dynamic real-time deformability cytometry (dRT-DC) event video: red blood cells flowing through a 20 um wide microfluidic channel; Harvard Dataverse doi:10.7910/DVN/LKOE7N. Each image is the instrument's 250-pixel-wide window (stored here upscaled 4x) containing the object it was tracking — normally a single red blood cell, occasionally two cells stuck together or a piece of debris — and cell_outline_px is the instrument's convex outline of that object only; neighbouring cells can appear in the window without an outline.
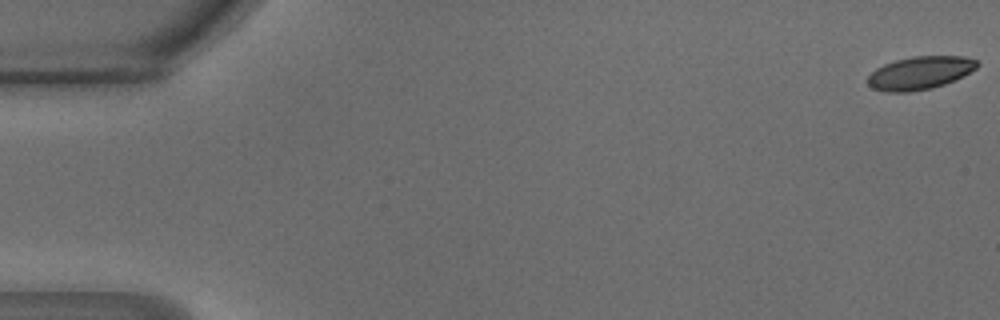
{"species": "common noctule bat (a hibernating species)", "species_latin": "Nyctalus noctula", "temperature_condition": "warm", "stored_images_in_passage": 48, "camera_frame_rate_fps": 3000, "um_per_image_px": 0.085, "animal": {"sex": "male", "body_mass_g": 18.8}, "frame": {"image": 1, "passage_image": 1, "time_ms": 0.0, "image_size_px": [1000, 320], "cell_outline_px": [[976, 64], [972, 68], [960, 76], [936, 84], [920, 88], [880, 88], [876, 84], [884, 68], [892, 64], [908, 60], [940, 56], [944, 56], [972, 60]], "centroid_in_image_um": [78.48, 6.13], "position_along_channel_um": 6.5, "area_um2": 15.95}}
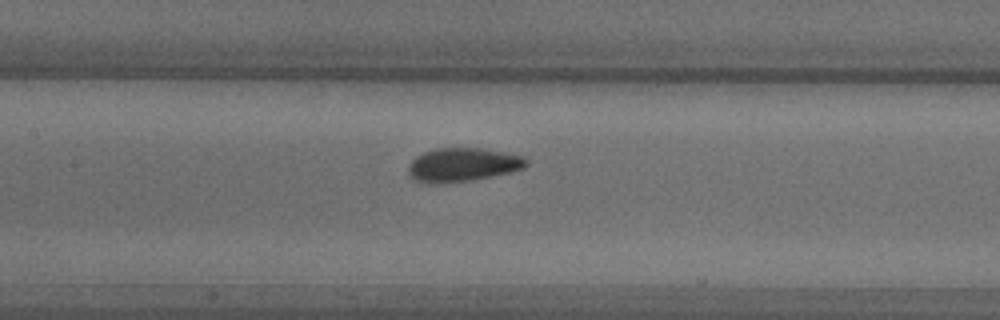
{"frame": {"image": 2, "passage_image": 23, "time_ms": 7.333, "image_size_px": [1000, 320], "cell_outline_px": [[520, 164], [512, 168], [492, 172], [464, 176], [432, 176], [416, 172], [416, 164], [420, 160], [436, 156], [492, 156], [520, 160]], "centroid_in_image_um": [39.41, 14.06], "position_along_channel_um": 168.0, "area_um2": 12.14}}
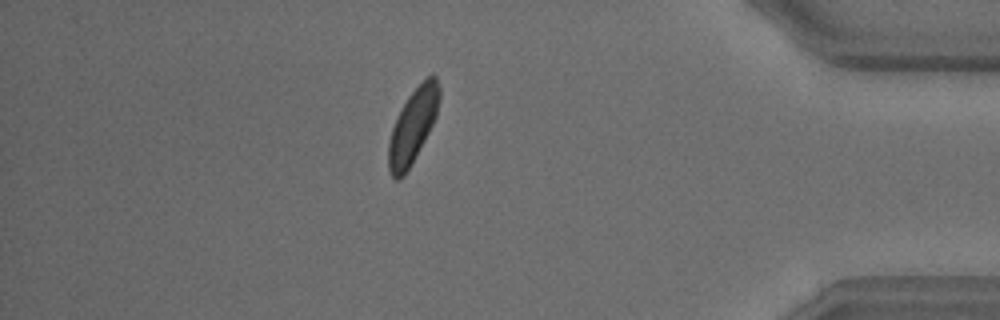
{"frame": {"image": 3, "passage_image": 42, "time_ms": 13.667, "image_size_px": [1000, 320], "cell_outline_px": [[436, 104], [432, 120], [412, 160], [404, 172], [400, 176], [396, 176], [392, 172], [392, 136], [396, 124], [408, 100], [428, 80], [432, 80], [436, 88]], "centroid_in_image_um": [35.08, 10.78], "position_along_channel_um": 400.1, "area_um2": 16.99}}